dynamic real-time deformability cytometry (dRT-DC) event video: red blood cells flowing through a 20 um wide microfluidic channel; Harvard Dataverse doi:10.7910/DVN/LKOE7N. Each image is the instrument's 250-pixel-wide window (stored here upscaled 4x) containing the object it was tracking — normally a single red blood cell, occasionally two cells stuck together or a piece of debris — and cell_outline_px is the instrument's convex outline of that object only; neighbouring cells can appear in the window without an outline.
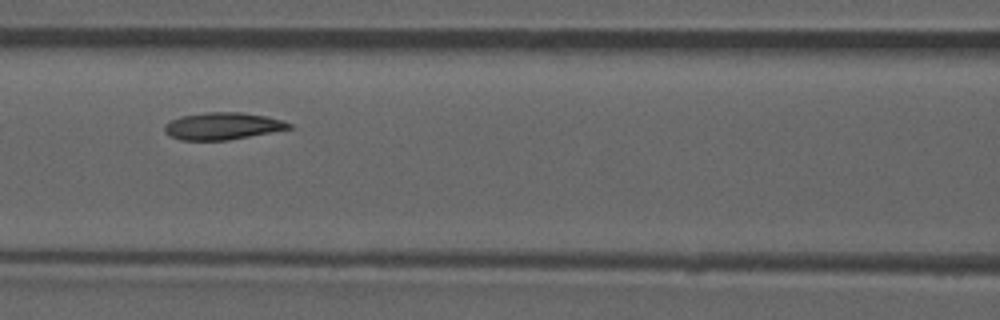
{"species": "common noctule bat (a hibernating species)", "species_latin": "Nyctalus noctula", "temperature_condition": "room temperature", "stored_images_in_passage": 28, "camera_frame_rate_fps": 3000, "um_per_image_px": 0.085, "animal": {"sex": "male", "forearm_length_mm": 52.5}, "frame": {"image": 1, "passage_image": 20, "time_ms": 6.333, "image_size_px": [1000, 320], "cell_outline_px": [[292, 128], [228, 140], [180, 140], [164, 132], [164, 124], [180, 116], [208, 112], [240, 112], [264, 116], [280, 120], [292, 124]], "centroid_in_image_um": [18.88, 10.71], "position_along_channel_um": 147.7, "area_um2": 19.42}}